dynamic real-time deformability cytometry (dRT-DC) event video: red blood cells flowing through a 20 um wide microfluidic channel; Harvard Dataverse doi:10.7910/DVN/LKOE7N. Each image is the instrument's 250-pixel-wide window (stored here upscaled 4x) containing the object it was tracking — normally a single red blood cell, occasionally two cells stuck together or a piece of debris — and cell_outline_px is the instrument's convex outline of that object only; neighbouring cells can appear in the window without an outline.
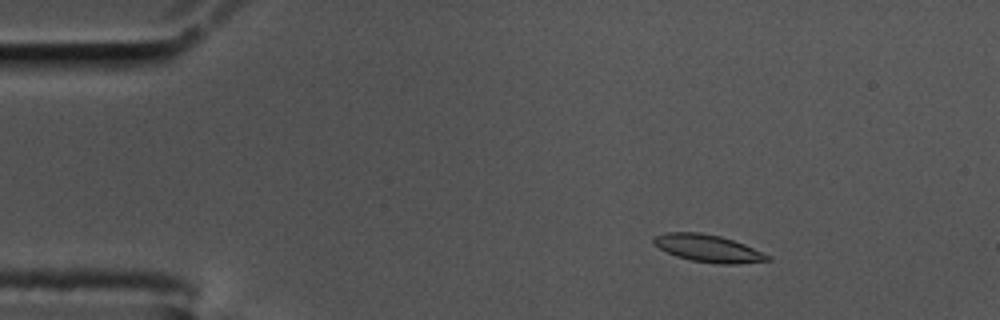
{"species": "common noctule bat (a hibernating species)", "species_latin": "Nyctalus noctula", "temperature_condition": "cold", "stored_images_in_passage": 57, "camera_frame_rate_fps": 3000, "um_per_image_px": 0.085, "animal": {"sex": "male", "body_mass_g": 17.5, "forearm_length_mm": 52.3}, "frame": {"image": 1, "passage_image": 8, "time_ms": 2.333, "image_size_px": [1000, 320], "cell_outline_px": [[772, 260], [736, 264], [716, 264], [692, 260], [676, 256], [652, 244], [652, 236], [668, 232], [700, 232], [720, 236], [744, 244], [772, 256]], "centroid_in_image_um": [60.19, 21.11], "position_along_channel_um": 24.8, "area_um2": 18.21}}
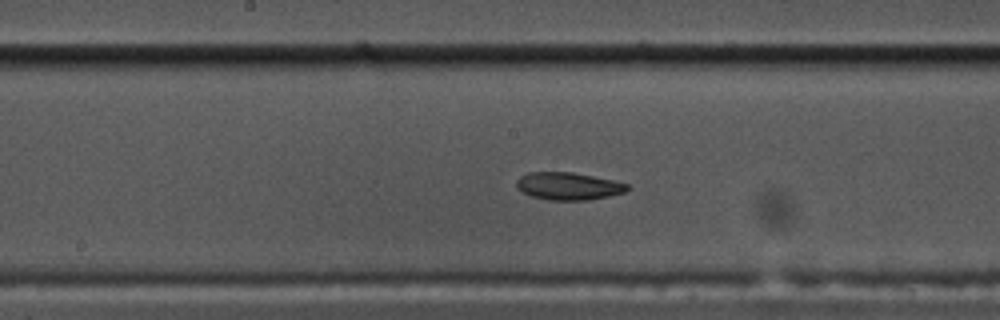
{"frame": {"image": 2, "passage_image": 29, "time_ms": 9.333, "image_size_px": [1000, 320], "cell_outline_px": [[632, 188], [624, 192], [608, 196], [588, 200], [548, 200], [532, 196], [516, 188], [516, 180], [520, 176], [528, 172], [572, 172], [612, 180], [628, 184]], "centroid_in_image_um": [48.3, 15.82], "position_along_channel_um": 199.9, "area_um2": 17.74}}
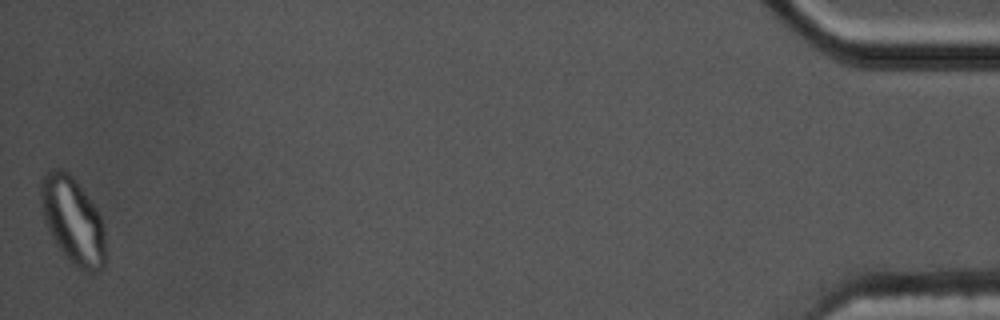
{"frame": {"image": 3, "passage_image": 57, "time_ms": 18.667, "image_size_px": [1000, 320], "cell_outline_px": [[104, 268], [96, 272], [88, 272], [72, 264], [56, 244], [44, 220], [40, 204], [40, 184], [48, 168], [60, 168], [68, 172], [72, 176], [100, 212], [104, 224]], "centroid_in_image_um": [6.18, 18.72], "position_along_channel_um": 429.0, "area_um2": 32.77}, "authors_computed_cell_mechanics": {"area_um2": 18.496, "velocity_mm_per_s": 3.4697, "shape_relaxation_time_tau1_ms": null, "shape_relaxation_time_tau2_ms": 3.8469, "deformation_change_tau1": null, "deformation_change_tau2": 0.0785}}